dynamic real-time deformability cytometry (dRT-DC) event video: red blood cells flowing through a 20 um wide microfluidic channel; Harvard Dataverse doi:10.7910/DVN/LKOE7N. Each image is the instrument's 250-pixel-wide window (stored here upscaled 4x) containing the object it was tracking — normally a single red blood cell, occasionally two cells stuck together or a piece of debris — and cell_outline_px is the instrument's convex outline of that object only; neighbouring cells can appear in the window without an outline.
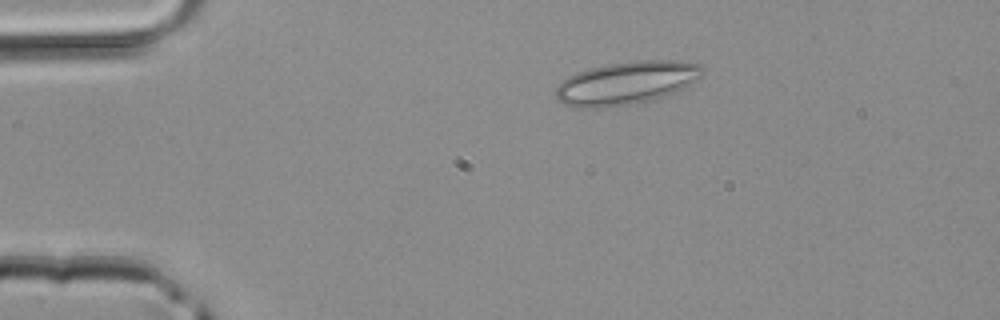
{"species": "common noctule bat (a hibernating species)", "species_latin": "Nyctalus noctula", "temperature_condition": "room temperature", "stored_images_in_passage": 2, "camera_frame_rate_fps": 3000, "um_per_image_px": 0.085, "animal": {"sex": "male", "body_mass_g": 20.4}, "frame": {"image": 1, "passage_image": 1, "time_ms": 0.0, "image_size_px": [1000, 320], "cell_outline_px": [[704, 72], [696, 80], [684, 88], [664, 96], [648, 100], [628, 104], [600, 108], [572, 108], [556, 100], [556, 88], [568, 76], [576, 72], [588, 68], [608, 64], [636, 60], [676, 60], [700, 64], [704, 68]], "centroid_in_image_um": [53.22, 7.04], "position_along_channel_um": 31.8, "area_um2": 36.82}}